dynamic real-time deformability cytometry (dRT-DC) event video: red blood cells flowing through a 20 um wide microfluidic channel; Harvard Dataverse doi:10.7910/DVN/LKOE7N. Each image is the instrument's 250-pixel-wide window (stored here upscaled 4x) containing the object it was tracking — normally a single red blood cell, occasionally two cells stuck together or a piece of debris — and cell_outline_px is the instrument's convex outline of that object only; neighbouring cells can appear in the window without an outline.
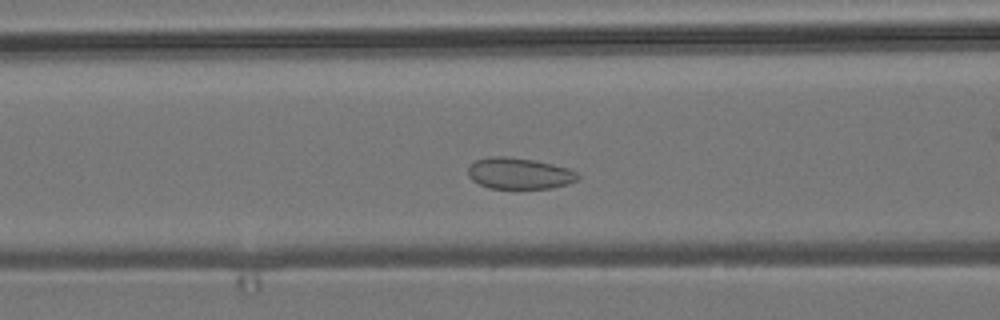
{"species": "common noctule bat (a hibernating species)", "species_latin": "Nyctalus noctula", "temperature_condition": "room temperature", "stored_images_in_passage": 51, "camera_frame_rate_fps": 3000, "um_per_image_px": 0.085, "animal": {"sex": "male", "body_mass_g": 19.2, "forearm_length_mm": 51.8}, "frame": {"image": 1, "passage_image": 18, "time_ms": 5.667, "image_size_px": [1000, 320], "cell_outline_px": [[580, 176], [576, 180], [568, 184], [552, 188], [488, 188], [472, 180], [468, 176], [468, 164], [476, 160], [488, 156], [508, 156], [536, 160], [568, 168], [576, 172]], "centroid_in_image_um": [44.1, 14.73], "position_along_channel_um": 122.5, "area_um2": 20.17}}
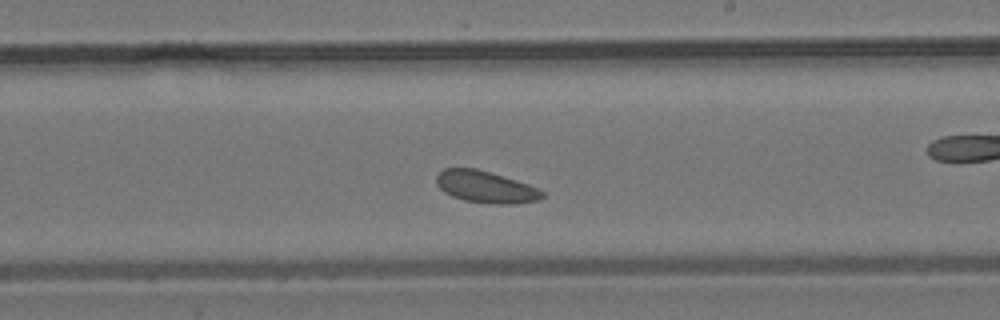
{"frame": {"image": 2, "passage_image": 28, "time_ms": 9.0, "image_size_px": [1000, 320], "cell_outline_px": [[544, 196], [540, 200], [512, 204], [488, 204], [464, 200], [452, 196], [444, 192], [436, 184], [436, 176], [444, 168], [476, 168], [516, 180], [540, 188], [544, 192]], "centroid_in_image_um": [41.29, 15.9], "position_along_channel_um": 247.7, "area_um2": 19.77}}
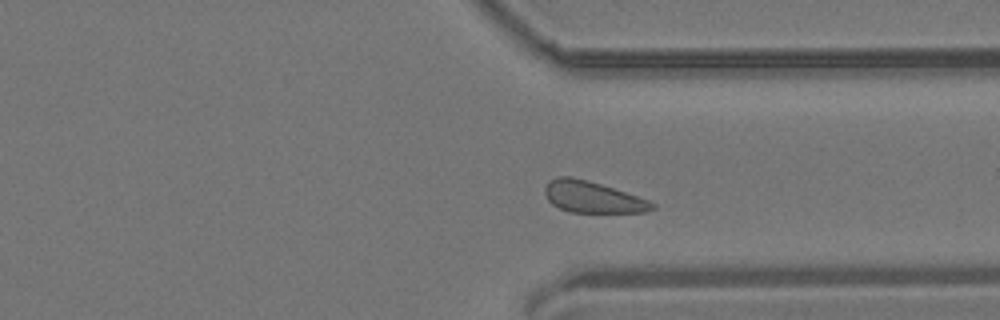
{"frame": {"image": 3, "passage_image": 37, "time_ms": 12.0, "image_size_px": [1000, 320], "cell_outline_px": [[656, 208], [644, 212], [568, 212], [552, 204], [548, 200], [544, 192], [544, 188], [548, 180], [556, 176], [572, 176], [600, 184], [648, 200], [656, 204]], "centroid_in_image_um": [50.31, 16.74], "position_along_channel_um": 361.1, "area_um2": 19.54}}